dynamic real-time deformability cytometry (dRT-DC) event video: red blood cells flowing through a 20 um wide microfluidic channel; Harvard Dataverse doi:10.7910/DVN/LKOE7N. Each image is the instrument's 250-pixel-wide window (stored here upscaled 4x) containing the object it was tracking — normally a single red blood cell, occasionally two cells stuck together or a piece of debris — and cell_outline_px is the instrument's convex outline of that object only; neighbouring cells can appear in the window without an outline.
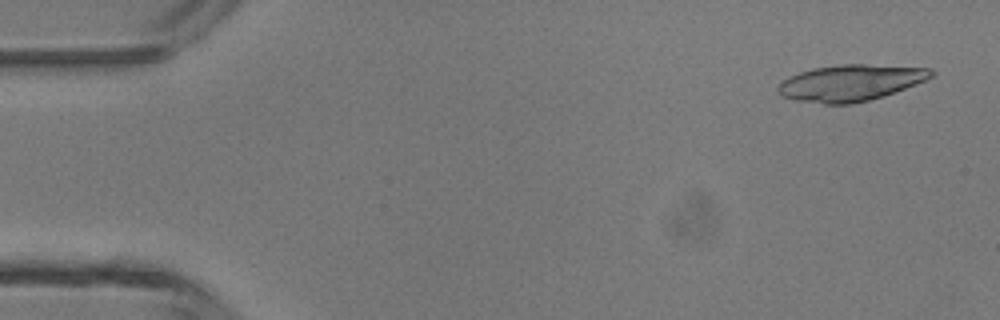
{"species": "common noctule bat (a hibernating species)", "species_latin": "Nyctalus noctula", "temperature_condition": "room temperature", "stored_images_in_passage": 46, "camera_frame_rate_fps": 3000, "um_per_image_px": 0.085, "animal": {"sex": "male", "body_mass_g": 13.3}, "frame": {"image": 1, "passage_image": 2, "time_ms": 0.333, "image_size_px": [1000, 320], "cell_outline_px": [[936, 72], [932, 76], [924, 80], [884, 96], [852, 104], [824, 104], [796, 100], [780, 96], [776, 92], [776, 88], [788, 76], [812, 68], [840, 64], [864, 64], [932, 68]], "centroid_in_image_um": [72.25, 7.04], "position_along_channel_um": 12.7, "area_um2": 32.43}}
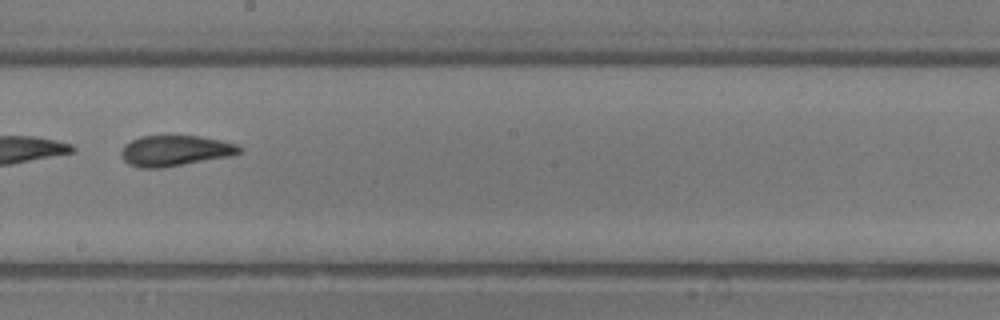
{"frame": {"image": 2, "passage_image": 26, "time_ms": 8.333, "image_size_px": [1000, 320], "cell_outline_px": [[244, 148], [240, 152], [228, 156], [164, 168], [140, 168], [128, 164], [120, 156], [120, 152], [124, 144], [140, 136], [200, 136], [220, 140], [236, 144]], "centroid_in_image_um": [14.84, 12.81], "position_along_channel_um": 233.4, "area_um2": 21.15}}